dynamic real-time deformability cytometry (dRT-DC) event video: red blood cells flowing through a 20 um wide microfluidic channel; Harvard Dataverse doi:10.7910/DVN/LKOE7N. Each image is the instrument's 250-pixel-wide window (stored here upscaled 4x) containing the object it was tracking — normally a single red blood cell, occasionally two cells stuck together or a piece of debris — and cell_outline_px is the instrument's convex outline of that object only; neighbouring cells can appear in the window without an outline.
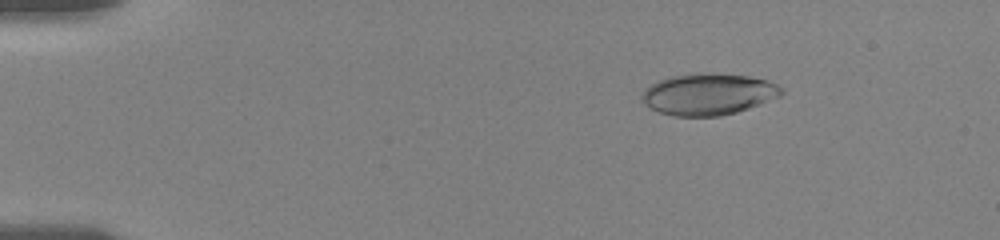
{"species": "human", "species_latin": "Homo sapiens", "temperature_condition": "room temperature", "stored_images_in_passage": 56, "camera_frame_rate_fps": 3000, "um_per_image_px": 0.085, "donor": {"sex": "female"}, "frame": {"image": 1, "passage_image": 9, "time_ms": 2.667, "image_size_px": [1000, 240], "cell_outline_px": [[784, 92], [780, 96], [760, 104], [736, 112], [720, 116], [676, 116], [660, 112], [652, 108], [640, 100], [640, 96], [652, 84], [660, 80], [672, 76], [696, 72], [704, 72], [748, 76], [768, 80], [776, 84]], "centroid_in_image_um": [60.22, 8.0], "position_along_channel_um": 24.8, "area_um2": 33.58}}
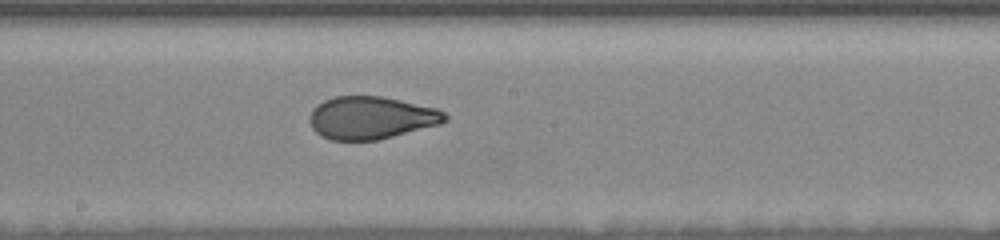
{"frame": {"image": 2, "passage_image": 32, "time_ms": 10.333, "image_size_px": [1000, 240], "cell_outline_px": [[448, 120], [440, 124], [376, 140], [332, 140], [316, 132], [312, 128], [308, 120], [312, 108], [324, 100], [336, 96], [380, 96], [400, 100], [436, 108], [444, 112], [448, 116]], "centroid_in_image_um": [31.53, 10.0], "position_along_channel_um": 216.7, "area_um2": 33.47}}
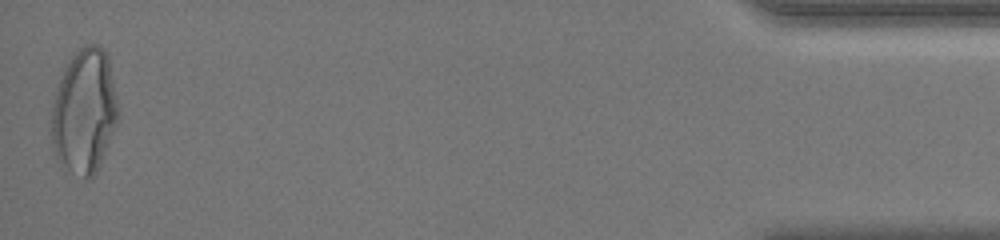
{"frame": {"image": 3, "passage_image": 56, "time_ms": 18.333, "image_size_px": [1000, 240], "cell_outline_px": [[120, 112], [116, 124], [100, 160], [92, 176], [84, 176], [60, 168], [52, 148], [52, 104], [60, 80], [68, 60], [84, 44], [100, 44], [108, 56]], "centroid_in_image_um": [7.16, 9.42], "position_along_channel_um": 428.0, "area_um2": 48.03}, "authors_computed_cell_mechanics": {"area_um2": 34.3621, "velocity_mm_per_s": 3.6371, "shape_relaxation_time_tau1_ms": 7.8007, "shape_relaxation_time_tau2_ms": 0.9714, "deformation_change_tau1": 0.2051, "deformation_change_tau2": 0.0694}}